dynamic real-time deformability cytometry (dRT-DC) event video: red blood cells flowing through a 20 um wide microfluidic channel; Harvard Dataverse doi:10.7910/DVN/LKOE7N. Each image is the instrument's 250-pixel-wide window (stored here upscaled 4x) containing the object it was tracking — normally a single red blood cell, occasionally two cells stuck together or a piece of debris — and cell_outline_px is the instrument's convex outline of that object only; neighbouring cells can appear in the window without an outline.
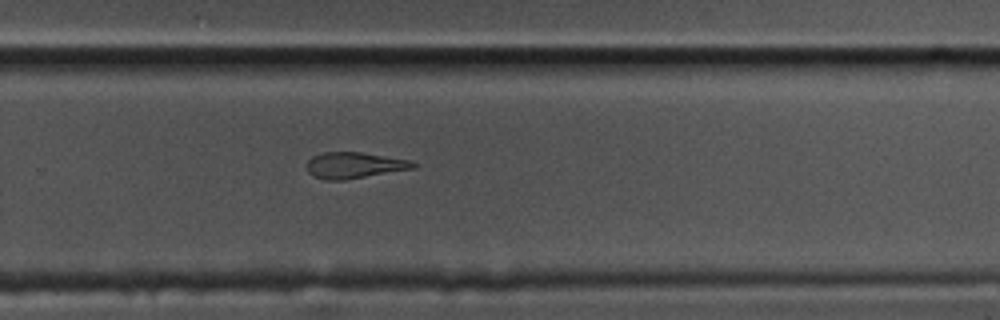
{"species": "common noctule bat (a hibernating species)", "species_latin": "Nyctalus noctula", "temperature_condition": "cold", "stored_images_in_passage": 38, "camera_frame_rate_fps": 3000, "um_per_image_px": 0.085, "animal": {"sex": "male", "body_mass_g": 17.5, "forearm_length_mm": 52.3}, "frame": {"image": 1, "passage_image": 22, "time_ms": 7.0, "image_size_px": [1000, 320], "cell_outline_px": [[416, 168], [344, 180], [324, 180], [312, 176], [308, 172], [308, 160], [312, 156], [324, 152], [360, 152], [408, 160], [416, 164]], "centroid_in_image_um": [30.08, 14.06], "position_along_channel_um": 299.7, "area_um2": 16.07}}
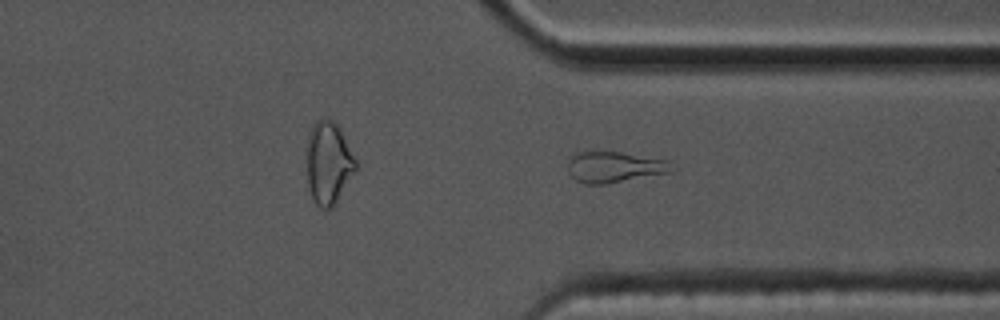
{"frame": {"image": 2, "passage_image": 27, "time_ms": 8.667, "image_size_px": [1000, 320], "cell_outline_px": [[676, 168], [672, 172], [604, 184], [584, 184], [576, 180], [568, 172], [568, 160], [576, 152], [620, 152], [668, 160]], "centroid_in_image_um": [52.24, 14.2], "position_along_channel_um": 359.2, "area_um2": 18.73}}